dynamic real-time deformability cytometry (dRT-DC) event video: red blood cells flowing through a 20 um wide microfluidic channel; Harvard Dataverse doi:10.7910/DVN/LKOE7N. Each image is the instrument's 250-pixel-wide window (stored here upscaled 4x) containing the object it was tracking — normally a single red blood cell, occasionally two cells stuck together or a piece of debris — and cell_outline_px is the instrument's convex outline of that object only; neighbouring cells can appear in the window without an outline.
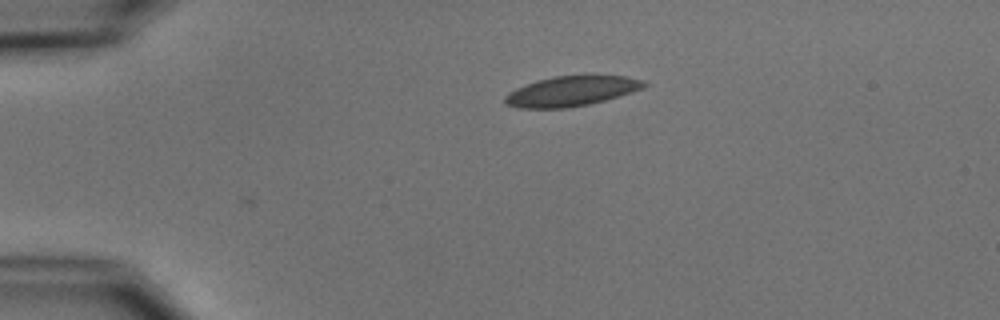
{"species": "common noctule bat (a hibernating species)", "species_latin": "Nyctalus noctula", "temperature_condition": "cold", "stored_images_in_passage": 2, "camera_frame_rate_fps": 3000, "um_per_image_px": 0.085, "animal": {"sex": "male", "body_mass_g": 15.6}, "frame": {"image": 1, "passage_image": 2, "time_ms": 1.0, "image_size_px": [1000, 320], "cell_outline_px": [[648, 84], [644, 88], [632, 92], [604, 100], [588, 104], [568, 108], [520, 108], [504, 104], [504, 96], [508, 92], [524, 84], [536, 80], [556, 76], [592, 72], [628, 76], [644, 80]], "centroid_in_image_um": [48.61, 7.69], "position_along_channel_um": 36.4, "area_um2": 25.37}}